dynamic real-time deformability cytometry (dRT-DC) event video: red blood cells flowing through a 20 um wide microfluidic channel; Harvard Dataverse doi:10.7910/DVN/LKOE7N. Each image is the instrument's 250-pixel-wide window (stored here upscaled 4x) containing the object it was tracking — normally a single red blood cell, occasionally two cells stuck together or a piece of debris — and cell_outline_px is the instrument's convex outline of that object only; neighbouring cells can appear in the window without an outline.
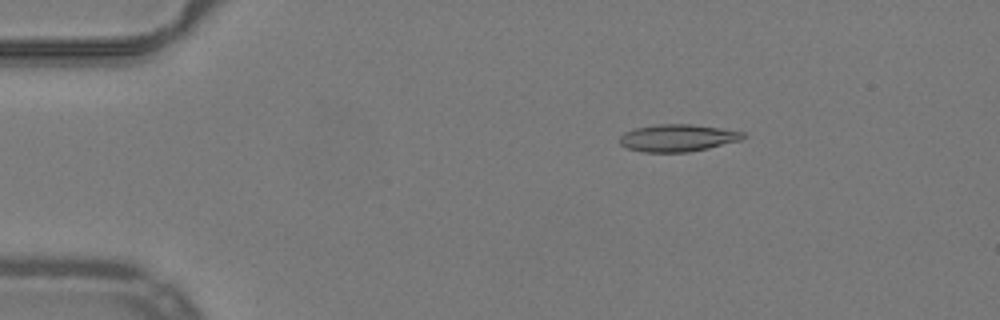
{"species": "common noctule bat (a hibernating species)", "species_latin": "Nyctalus noctula", "temperature_condition": "warm", "stored_images_in_passage": 48, "camera_frame_rate_fps": 3000, "um_per_image_px": 0.085, "animal": {"sex": "male", "body_mass_g": 19.2, "forearm_length_mm": 51.8}, "frame": {"image": 1, "passage_image": 9, "time_ms": 2.667, "image_size_px": [1000, 320], "cell_outline_px": [[748, 136], [740, 140], [708, 148], [688, 152], [644, 152], [628, 148], [620, 144], [616, 140], [624, 132], [636, 128], [660, 124], [692, 124], [720, 128], [744, 132]], "centroid_in_image_um": [57.59, 11.72], "position_along_channel_um": 27.4, "area_um2": 19.59}}
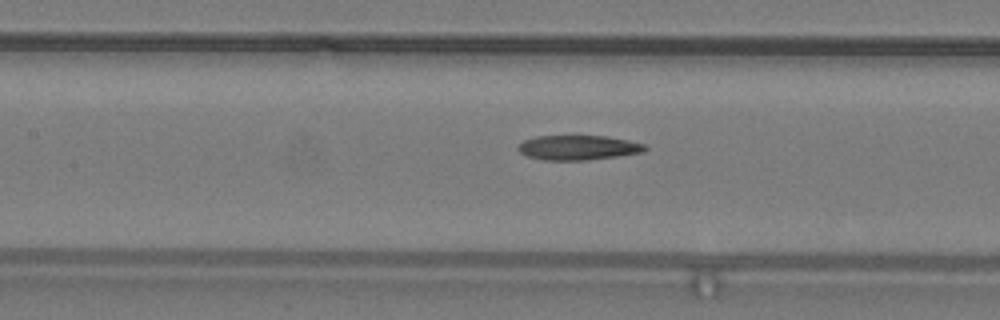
{"frame": {"image": 2, "passage_image": 24, "time_ms": 7.667, "image_size_px": [1000, 320], "cell_outline_px": [[648, 148], [644, 152], [588, 160], [544, 160], [528, 156], [520, 152], [516, 148], [524, 140], [536, 136], [572, 132], [608, 136], [628, 140], [644, 144]], "centroid_in_image_um": [49.12, 12.48], "position_along_channel_um": 158.3, "area_um2": 19.25}}
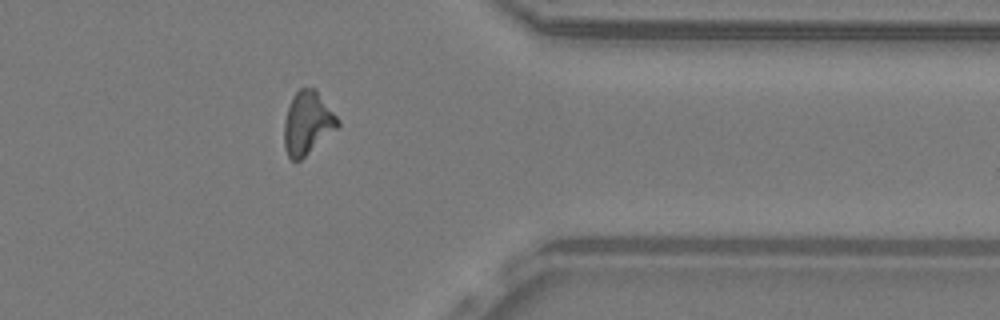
{"frame": {"image": 3, "passage_image": 42, "time_ms": 13.667, "image_size_px": [1000, 320], "cell_outline_px": [[340, 124], [336, 128], [300, 160], [292, 160], [288, 156], [284, 148], [284, 124], [288, 108], [292, 96], [300, 88], [316, 88], [340, 120]], "centroid_in_image_um": [26.13, 10.42], "position_along_channel_um": 385.3, "area_um2": 19.48}}